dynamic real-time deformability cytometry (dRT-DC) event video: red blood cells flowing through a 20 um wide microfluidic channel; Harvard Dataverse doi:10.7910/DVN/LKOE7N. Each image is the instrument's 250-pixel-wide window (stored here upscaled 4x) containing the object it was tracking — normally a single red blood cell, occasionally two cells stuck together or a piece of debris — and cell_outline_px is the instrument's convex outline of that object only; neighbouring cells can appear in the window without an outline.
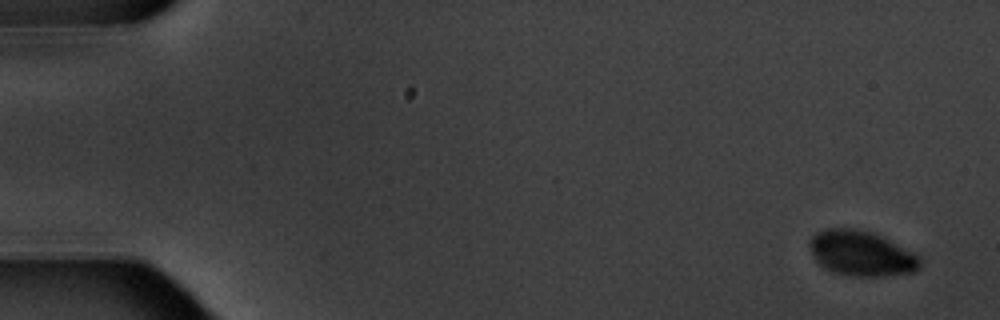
{"species": "common noctule bat (a hibernating species)", "species_latin": "Nyctalus noctula", "temperature_condition": "warm", "stored_images_in_passage": 11, "camera_frame_rate_fps": 3000, "um_per_image_px": 0.085, "animal": {"sex": "male", "body_mass_g": 20.1, "forearm_length_mm": 53.5}, "frame": {"image": 1, "passage_image": 1, "time_ms": 0.0, "image_size_px": [1000, 320], "cell_outline_px": [[920, 268], [912, 272], [884, 276], [852, 276], [832, 272], [824, 268], [816, 260], [808, 244], [808, 240], [816, 232], [828, 228], [856, 228], [872, 232], [912, 252], [920, 260]], "centroid_in_image_um": [73.16, 21.54], "position_along_channel_um": 11.8, "area_um2": 28.84}}